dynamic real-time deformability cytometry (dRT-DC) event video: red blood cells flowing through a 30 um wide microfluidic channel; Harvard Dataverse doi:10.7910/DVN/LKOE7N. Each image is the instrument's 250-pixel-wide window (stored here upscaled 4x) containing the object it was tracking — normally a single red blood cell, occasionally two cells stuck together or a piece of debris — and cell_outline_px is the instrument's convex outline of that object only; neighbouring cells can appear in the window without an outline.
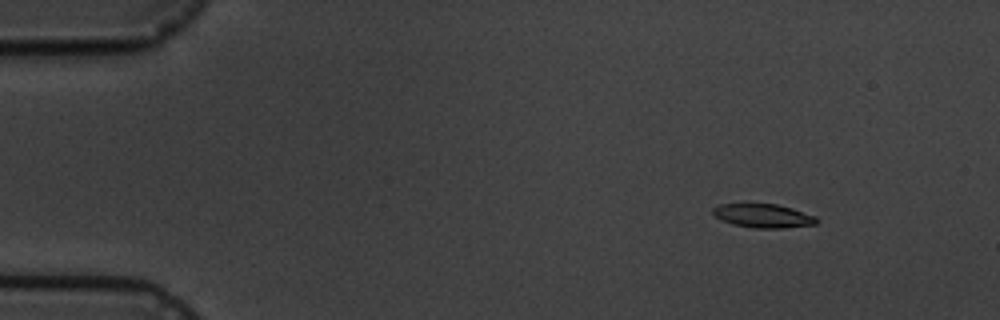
{"species": "common noctule bat (a hibernating species)", "species_latin": "Nyctalus noctula", "temperature_condition": "cold", "stored_images_in_passage": 5, "camera_frame_rate_fps": 3000, "um_per_image_px": 0.085, "animal": {"sex": "male", "body_mass_g": 19.5, "forearm_length_mm": 54.6}, "frame": {"image": 1, "passage_image": 1, "time_ms": 0.0, "image_size_px": [1000, 320], "cell_outline_px": [[820, 220], [816, 224], [784, 228], [752, 228], [732, 224], [720, 220], [712, 212], [712, 208], [720, 204], [744, 200], [776, 204], [792, 208], [816, 216]], "centroid_in_image_um": [64.81, 18.29], "position_along_channel_um": 20.2, "area_um2": 15.26}}
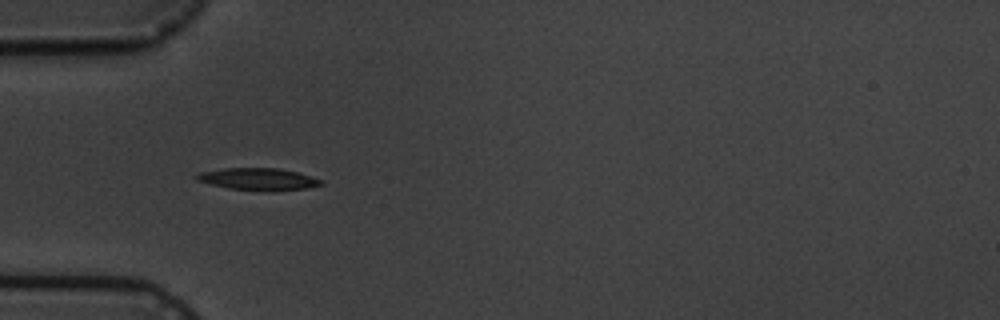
{"frame": {"image": 2, "passage_image": 4, "time_ms": 3.667, "image_size_px": [1000, 320], "cell_outline_px": [[324, 184], [308, 188], [272, 192], [228, 188], [196, 180], [192, 176], [200, 172], [224, 168], [276, 168], [296, 172], [320, 180]], "centroid_in_image_um": [21.91, 15.24], "position_along_channel_um": 63.1, "area_um2": 16.01}}
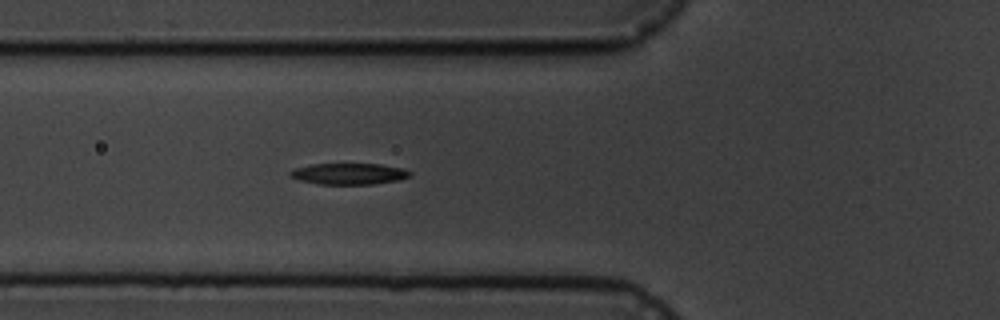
{"frame": {"image": 3, "passage_image": 5, "time_ms": 4.667, "image_size_px": [1000, 320], "cell_outline_px": [[412, 176], [400, 180], [376, 184], [320, 184], [300, 180], [288, 176], [288, 172], [296, 168], [312, 164], [380, 164], [400, 168], [412, 172]], "centroid_in_image_um": [29.68, 14.78], "position_along_channel_um": 96.1, "area_um2": 14.85}}